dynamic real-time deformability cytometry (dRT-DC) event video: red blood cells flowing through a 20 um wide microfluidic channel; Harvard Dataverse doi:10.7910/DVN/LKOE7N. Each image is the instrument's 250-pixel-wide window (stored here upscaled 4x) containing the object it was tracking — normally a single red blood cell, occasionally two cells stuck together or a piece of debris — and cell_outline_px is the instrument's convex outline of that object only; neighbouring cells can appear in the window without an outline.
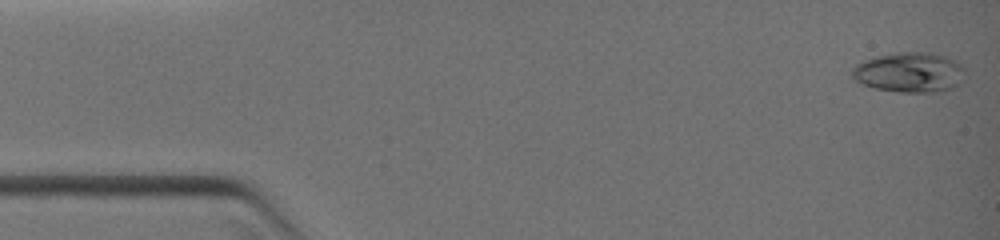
{"species": "common noctule bat (a hibernating species)", "species_latin": "Nyctalus noctula", "temperature_condition": "warm", "stored_images_in_passage": 57, "camera_frame_rate_fps": 3000, "um_per_image_px": 0.085, "animal": {"sex": "female", "body_mass_g": 19.0, "forearm_length_mm": 51.5}, "frame": {"image": 1, "passage_image": 1, "time_ms": 0.0, "image_size_px": [1000, 240], "cell_outline_px": [[964, 68], [960, 84], [952, 88], [936, 92], [900, 92], [872, 88], [860, 84], [852, 76], [852, 68], [856, 64], [864, 60], [880, 56], [904, 52], [916, 52], [944, 56], [960, 64]], "centroid_in_image_um": [77.27, 6.18], "position_along_channel_um": 7.7, "area_um2": 25.95}}
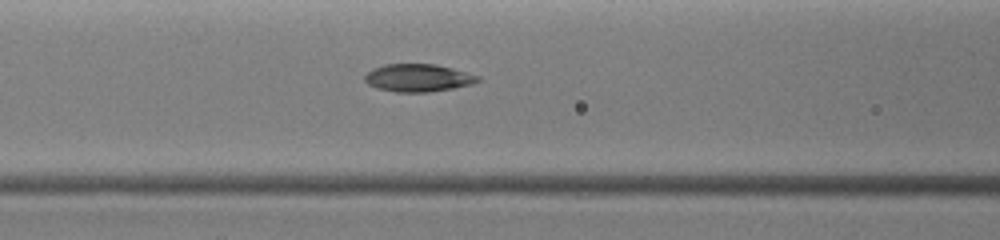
{"frame": {"image": 2, "passage_image": 24, "time_ms": 4.667, "image_size_px": [1000, 240], "cell_outline_px": [[484, 80], [472, 84], [452, 88], [428, 92], [396, 92], [376, 88], [368, 84], [364, 80], [364, 76], [372, 68], [384, 64], [436, 64], [452, 68], [480, 76]], "centroid_in_image_um": [35.54, 6.61], "position_along_channel_um": 131.1, "area_um2": 18.38}}
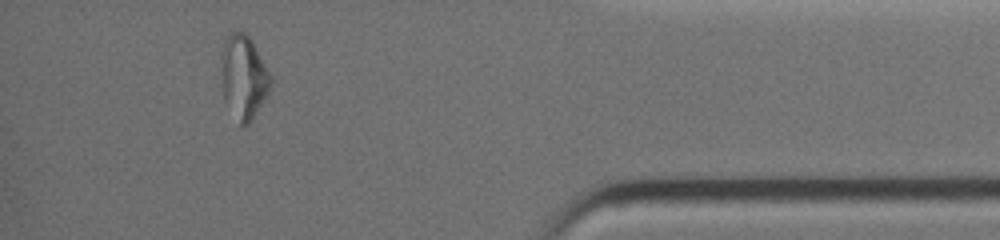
{"frame": {"image": 3, "passage_image": 49, "time_ms": 10.667, "image_size_px": [1000, 240], "cell_outline_px": [[272, 88], [252, 120], [248, 124], [240, 124], [224, 100], [220, 56], [224, 40], [232, 32], [244, 32], [252, 40], [272, 76]], "centroid_in_image_um": [20.73, 6.53], "position_along_channel_um": 414.5, "area_um2": 24.22}}